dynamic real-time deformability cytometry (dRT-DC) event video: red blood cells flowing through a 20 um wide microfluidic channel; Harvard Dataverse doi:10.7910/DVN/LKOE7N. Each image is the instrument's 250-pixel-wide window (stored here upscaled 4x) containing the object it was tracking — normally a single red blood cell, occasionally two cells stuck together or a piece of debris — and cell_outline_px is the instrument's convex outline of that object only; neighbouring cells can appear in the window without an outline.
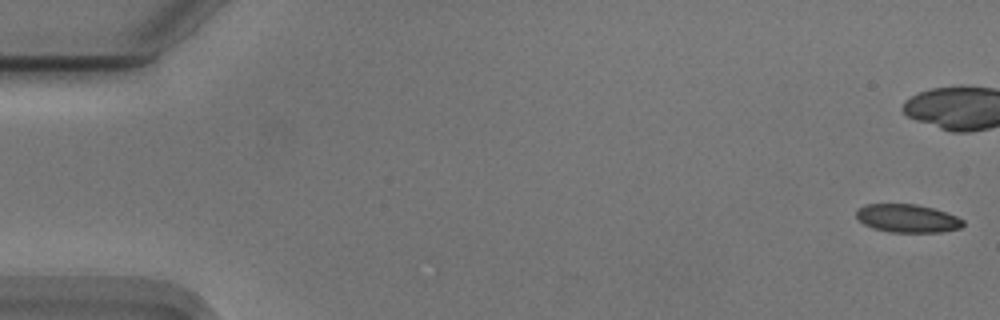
{"species": "Egyptian fruit bat (a non-hibernating species)", "species_latin": "Rousettus aegyptiacus", "temperature_condition": "cold", "stored_images_in_passage": 56, "camera_frame_rate_fps": 3000, "um_per_image_px": 0.085, "animal": {"sex": "male"}, "frame": {"image": 1, "passage_image": 1, "time_ms": 0.0, "image_size_px": [1000, 320], "cell_outline_px": [[964, 224], [960, 228], [940, 232], [888, 232], [872, 228], [864, 224], [856, 216], [856, 212], [864, 204], [916, 204], [932, 208], [956, 216], [964, 220]], "centroid_in_image_um": [77.12, 18.56], "position_along_channel_um": 7.9, "area_um2": 17.46}, "authors_computed_cell_mechanics": {"area_um2": 18.5827, "velocity_mm_per_s": 3.7381, "shape_relaxation_time_tau1_ms": 7.4489, "shape_relaxation_time_tau2_ms": 2.5717, "deformation_change_tau1": 0.1296, "deformation_change_tau2": 0.0551}}